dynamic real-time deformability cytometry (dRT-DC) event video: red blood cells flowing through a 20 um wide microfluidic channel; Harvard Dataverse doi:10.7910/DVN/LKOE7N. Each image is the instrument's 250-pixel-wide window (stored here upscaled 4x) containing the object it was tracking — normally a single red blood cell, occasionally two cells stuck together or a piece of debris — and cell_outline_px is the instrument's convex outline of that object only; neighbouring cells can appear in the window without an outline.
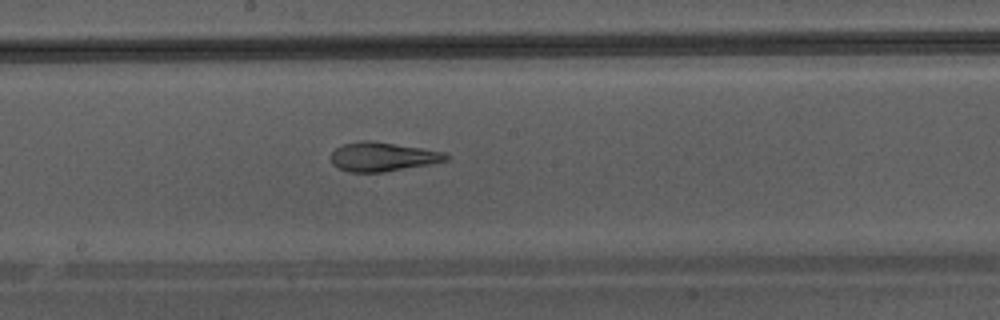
{"species": "Egyptian fruit bat (a non-hibernating species)", "species_latin": "Rousettus aegyptiacus", "temperature_condition": "warm", "stored_images_in_passage": 36, "camera_frame_rate_fps": 3000, "um_per_image_px": 0.085, "animal": {"sex": "male"}, "frame": {"image": 1, "passage_image": 21, "time_ms": 6.667, "image_size_px": [1000, 320], "cell_outline_px": [[452, 156], [448, 160], [432, 164], [384, 172], [352, 172], [340, 168], [332, 164], [332, 152], [336, 148], [344, 144], [360, 140], [372, 140], [444, 152]], "centroid_in_image_um": [32.57, 13.32], "position_along_channel_um": 215.6, "area_um2": 19.48}}